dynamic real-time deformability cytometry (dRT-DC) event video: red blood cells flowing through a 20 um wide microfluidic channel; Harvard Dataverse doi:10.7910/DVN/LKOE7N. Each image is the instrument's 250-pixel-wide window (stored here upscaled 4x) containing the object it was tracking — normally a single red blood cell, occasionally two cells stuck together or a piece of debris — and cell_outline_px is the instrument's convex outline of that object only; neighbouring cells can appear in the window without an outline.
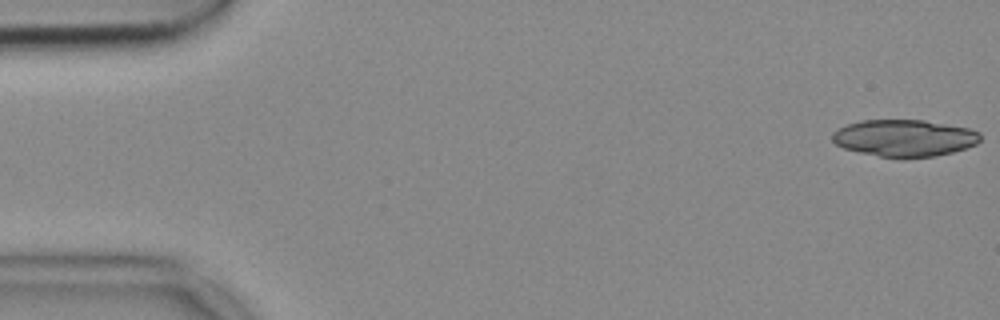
{"species": "common noctule bat (a hibernating species)", "species_latin": "Nyctalus noctula", "temperature_condition": "cold", "stored_images_in_passage": 17, "camera_frame_rate_fps": 3000, "um_per_image_px": 0.085, "animal": {"sex": "female", "body_mass_g": 18.4}, "frame": {"image": 1, "passage_image": 1, "time_ms": 0.0, "image_size_px": [1000, 320], "cell_outline_px": [[980, 140], [976, 144], [952, 152], [932, 156], [880, 156], [860, 152], [844, 148], [836, 144], [832, 140], [832, 132], [848, 124], [860, 120], [924, 120], [968, 128], [980, 132]], "centroid_in_image_um": [76.86, 11.71], "position_along_channel_um": 8.1, "area_um2": 31.21}}